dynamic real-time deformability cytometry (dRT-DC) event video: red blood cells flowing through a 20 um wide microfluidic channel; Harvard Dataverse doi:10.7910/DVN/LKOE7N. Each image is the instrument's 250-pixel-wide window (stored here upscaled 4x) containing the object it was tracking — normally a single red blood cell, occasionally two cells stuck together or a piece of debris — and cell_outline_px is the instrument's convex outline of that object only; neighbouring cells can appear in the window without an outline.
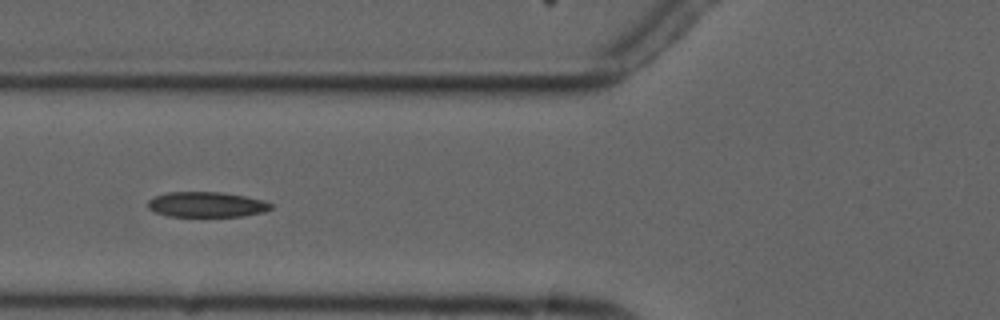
{"species": "common noctule bat (a hibernating species)", "species_latin": "Nyctalus noctula", "temperature_condition": "cold", "stored_images_in_passage": 4, "camera_frame_rate_fps": 3000, "um_per_image_px": 0.085, "animal": {"sex": "male", "forearm_length_mm": 52.5}, "frame": {"image": 1, "passage_image": 3, "time_ms": 2.333, "image_size_px": [1000, 320], "cell_outline_px": [[272, 208], [264, 212], [240, 216], [168, 216], [156, 212], [148, 208], [148, 200], [156, 196], [168, 192], [220, 192], [244, 196], [264, 200], [272, 204]], "centroid_in_image_um": [17.57, 17.38], "position_along_channel_um": 108.2, "area_um2": 17.98}}
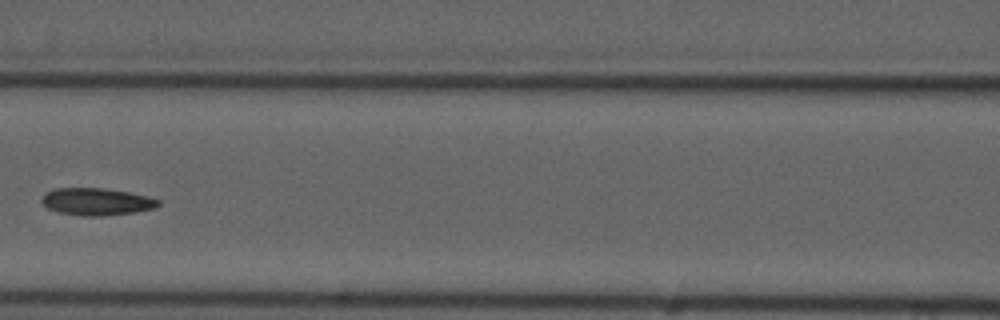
{"frame": {"image": 2, "passage_image": 4, "time_ms": 3.667, "image_size_px": [1000, 320], "cell_outline_px": [[160, 204], [156, 208], [136, 212], [104, 216], [84, 216], [60, 212], [48, 208], [40, 200], [44, 192], [56, 188], [104, 188], [128, 192], [160, 200]], "centroid_in_image_um": [8.2, 17.14], "position_along_channel_um": 158.4, "area_um2": 18.5}}